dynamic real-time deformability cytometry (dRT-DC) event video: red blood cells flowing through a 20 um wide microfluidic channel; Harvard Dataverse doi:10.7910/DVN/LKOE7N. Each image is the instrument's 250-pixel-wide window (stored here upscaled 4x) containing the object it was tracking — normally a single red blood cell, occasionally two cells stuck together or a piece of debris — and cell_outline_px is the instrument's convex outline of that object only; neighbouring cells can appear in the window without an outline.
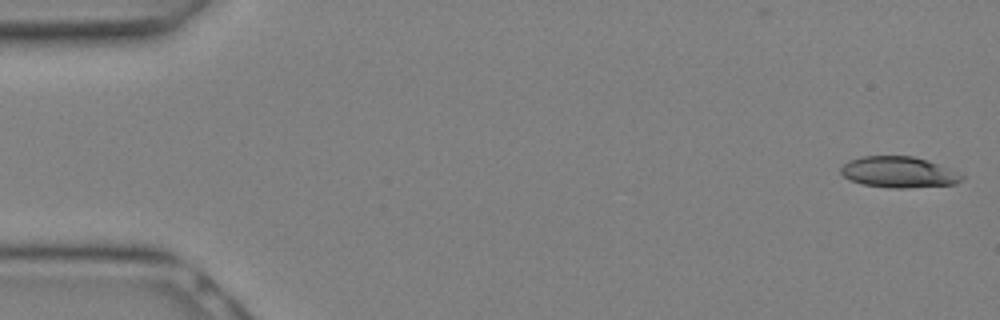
{"species": "Egyptian fruit bat (a non-hibernating species)", "species_latin": "Rousettus aegyptiacus", "temperature_condition": "warm", "stored_images_in_passage": 12, "camera_frame_rate_fps": 3000, "um_per_image_px": 0.085, "animal": {"sex": "female"}, "frame": {"image": 1, "passage_image": 1, "time_ms": 0.0, "image_size_px": [1000, 320], "cell_outline_px": [[964, 176], [956, 184], [908, 188], [888, 188], [864, 184], [848, 180], [840, 172], [840, 168], [848, 160], [860, 156], [912, 156], [928, 160]], "centroid_in_image_um": [76.32, 14.63], "position_along_channel_um": 8.7, "area_um2": 21.79}}
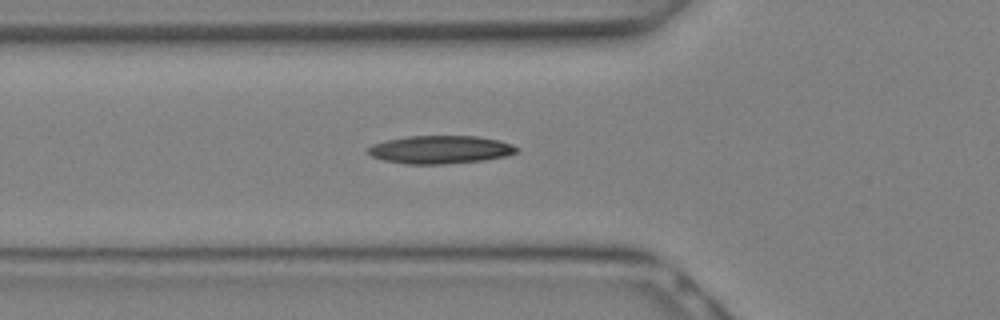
{"frame": {"image": 2, "passage_image": 10, "time_ms": 3.0, "image_size_px": [1000, 320], "cell_outline_px": [[520, 148], [516, 152], [504, 156], [484, 160], [444, 164], [408, 164], [384, 160], [372, 156], [368, 152], [368, 148], [372, 144], [384, 140], [408, 136], [476, 136], [500, 140], [512, 144]], "centroid_in_image_um": [37.42, 12.71], "position_along_channel_um": 88.4, "area_um2": 24.28}}
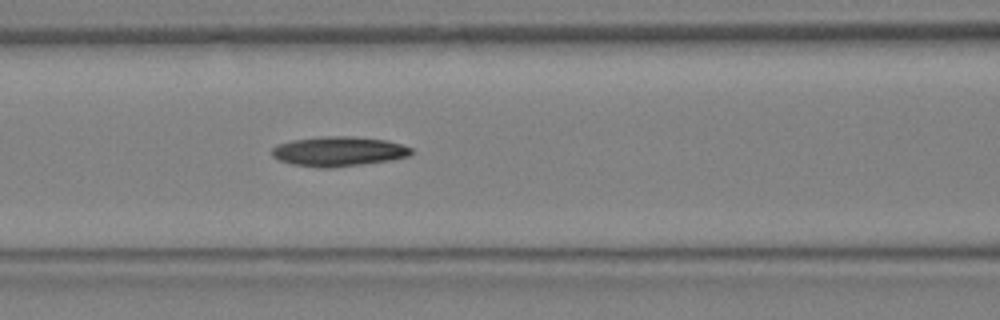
{"frame": {"image": 3, "passage_image": 12, "time_ms": 3.667, "image_size_px": [1000, 320], "cell_outline_px": [[412, 152], [408, 156], [392, 160], [332, 168], [316, 168], [292, 164], [280, 160], [272, 156], [272, 148], [276, 144], [292, 140], [320, 136], [352, 136], [384, 140], [400, 144], [412, 148]], "centroid_in_image_um": [28.74, 12.87], "position_along_channel_um": 137.9, "area_um2": 24.22}}